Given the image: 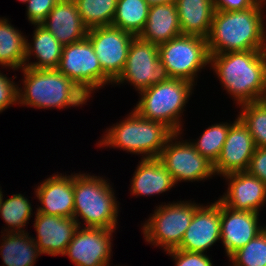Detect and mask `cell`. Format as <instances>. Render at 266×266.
<instances>
[{
	"label": "cell",
	"instance_id": "33",
	"mask_svg": "<svg viewBox=\"0 0 266 266\" xmlns=\"http://www.w3.org/2000/svg\"><path fill=\"white\" fill-rule=\"evenodd\" d=\"M60 0H28L27 18L31 24H41Z\"/></svg>",
	"mask_w": 266,
	"mask_h": 266
},
{
	"label": "cell",
	"instance_id": "41",
	"mask_svg": "<svg viewBox=\"0 0 266 266\" xmlns=\"http://www.w3.org/2000/svg\"><path fill=\"white\" fill-rule=\"evenodd\" d=\"M19 1H21L23 3H27L28 0H19Z\"/></svg>",
	"mask_w": 266,
	"mask_h": 266
},
{
	"label": "cell",
	"instance_id": "19",
	"mask_svg": "<svg viewBox=\"0 0 266 266\" xmlns=\"http://www.w3.org/2000/svg\"><path fill=\"white\" fill-rule=\"evenodd\" d=\"M42 207L37 212L60 217H73L74 180L71 176L57 174L44 180L36 189Z\"/></svg>",
	"mask_w": 266,
	"mask_h": 266
},
{
	"label": "cell",
	"instance_id": "11",
	"mask_svg": "<svg viewBox=\"0 0 266 266\" xmlns=\"http://www.w3.org/2000/svg\"><path fill=\"white\" fill-rule=\"evenodd\" d=\"M180 134L174 133L168 139L158 157L171 174L174 183L181 180L201 181L212 177L215 174L213 164L202 156L191 142H173Z\"/></svg>",
	"mask_w": 266,
	"mask_h": 266
},
{
	"label": "cell",
	"instance_id": "22",
	"mask_svg": "<svg viewBox=\"0 0 266 266\" xmlns=\"http://www.w3.org/2000/svg\"><path fill=\"white\" fill-rule=\"evenodd\" d=\"M134 173L131 192L137 196L160 194L175 185L171 174L158 158L141 159Z\"/></svg>",
	"mask_w": 266,
	"mask_h": 266
},
{
	"label": "cell",
	"instance_id": "35",
	"mask_svg": "<svg viewBox=\"0 0 266 266\" xmlns=\"http://www.w3.org/2000/svg\"><path fill=\"white\" fill-rule=\"evenodd\" d=\"M18 86L0 73V112L18 102Z\"/></svg>",
	"mask_w": 266,
	"mask_h": 266
},
{
	"label": "cell",
	"instance_id": "12",
	"mask_svg": "<svg viewBox=\"0 0 266 266\" xmlns=\"http://www.w3.org/2000/svg\"><path fill=\"white\" fill-rule=\"evenodd\" d=\"M134 35L119 27L106 25L88 30L102 71L114 82L122 73Z\"/></svg>",
	"mask_w": 266,
	"mask_h": 266
},
{
	"label": "cell",
	"instance_id": "5",
	"mask_svg": "<svg viewBox=\"0 0 266 266\" xmlns=\"http://www.w3.org/2000/svg\"><path fill=\"white\" fill-rule=\"evenodd\" d=\"M125 119L109 128L98 145L144 154L143 159L158 158L166 142L174 134L162 122L145 119L135 110Z\"/></svg>",
	"mask_w": 266,
	"mask_h": 266
},
{
	"label": "cell",
	"instance_id": "38",
	"mask_svg": "<svg viewBox=\"0 0 266 266\" xmlns=\"http://www.w3.org/2000/svg\"><path fill=\"white\" fill-rule=\"evenodd\" d=\"M146 2L151 7L160 4H176L177 0H146Z\"/></svg>",
	"mask_w": 266,
	"mask_h": 266
},
{
	"label": "cell",
	"instance_id": "1",
	"mask_svg": "<svg viewBox=\"0 0 266 266\" xmlns=\"http://www.w3.org/2000/svg\"><path fill=\"white\" fill-rule=\"evenodd\" d=\"M260 0L253 8L242 11H216L207 39L209 55L248 50H263L265 28Z\"/></svg>",
	"mask_w": 266,
	"mask_h": 266
},
{
	"label": "cell",
	"instance_id": "7",
	"mask_svg": "<svg viewBox=\"0 0 266 266\" xmlns=\"http://www.w3.org/2000/svg\"><path fill=\"white\" fill-rule=\"evenodd\" d=\"M158 51L171 78L192 84L196 73L210 64L207 39L201 36L181 34L158 45Z\"/></svg>",
	"mask_w": 266,
	"mask_h": 266
},
{
	"label": "cell",
	"instance_id": "30",
	"mask_svg": "<svg viewBox=\"0 0 266 266\" xmlns=\"http://www.w3.org/2000/svg\"><path fill=\"white\" fill-rule=\"evenodd\" d=\"M31 204L27 198L21 194L12 195L11 198L6 199L1 202L0 214L3 220L6 222L9 229H6L8 232H24L25 230L22 227L26 226L25 224L31 217Z\"/></svg>",
	"mask_w": 266,
	"mask_h": 266
},
{
	"label": "cell",
	"instance_id": "31",
	"mask_svg": "<svg viewBox=\"0 0 266 266\" xmlns=\"http://www.w3.org/2000/svg\"><path fill=\"white\" fill-rule=\"evenodd\" d=\"M231 125L228 123H219L209 126L200 139L191 144L202 156L214 165L220 156Z\"/></svg>",
	"mask_w": 266,
	"mask_h": 266
},
{
	"label": "cell",
	"instance_id": "25",
	"mask_svg": "<svg viewBox=\"0 0 266 266\" xmlns=\"http://www.w3.org/2000/svg\"><path fill=\"white\" fill-rule=\"evenodd\" d=\"M28 235L26 232H7L2 237L0 255L6 266H34L41 252L34 238Z\"/></svg>",
	"mask_w": 266,
	"mask_h": 266
},
{
	"label": "cell",
	"instance_id": "18",
	"mask_svg": "<svg viewBox=\"0 0 266 266\" xmlns=\"http://www.w3.org/2000/svg\"><path fill=\"white\" fill-rule=\"evenodd\" d=\"M229 181L227 193L219 200L233 210L259 213L266 201V184L246 171L223 175Z\"/></svg>",
	"mask_w": 266,
	"mask_h": 266
},
{
	"label": "cell",
	"instance_id": "24",
	"mask_svg": "<svg viewBox=\"0 0 266 266\" xmlns=\"http://www.w3.org/2000/svg\"><path fill=\"white\" fill-rule=\"evenodd\" d=\"M34 26L36 27L32 42L34 45H31L26 40L24 67L33 69H57L64 46L44 26L41 24H34ZM32 54L39 60L38 62H28Z\"/></svg>",
	"mask_w": 266,
	"mask_h": 266
},
{
	"label": "cell",
	"instance_id": "37",
	"mask_svg": "<svg viewBox=\"0 0 266 266\" xmlns=\"http://www.w3.org/2000/svg\"><path fill=\"white\" fill-rule=\"evenodd\" d=\"M260 0H213L216 11H242L253 8Z\"/></svg>",
	"mask_w": 266,
	"mask_h": 266
},
{
	"label": "cell",
	"instance_id": "9",
	"mask_svg": "<svg viewBox=\"0 0 266 266\" xmlns=\"http://www.w3.org/2000/svg\"><path fill=\"white\" fill-rule=\"evenodd\" d=\"M89 97L91 91L113 81L102 71L91 41L85 39L65 45L57 68Z\"/></svg>",
	"mask_w": 266,
	"mask_h": 266
},
{
	"label": "cell",
	"instance_id": "40",
	"mask_svg": "<svg viewBox=\"0 0 266 266\" xmlns=\"http://www.w3.org/2000/svg\"><path fill=\"white\" fill-rule=\"evenodd\" d=\"M2 199H3V194H2V191L0 190V206H1Z\"/></svg>",
	"mask_w": 266,
	"mask_h": 266
},
{
	"label": "cell",
	"instance_id": "23",
	"mask_svg": "<svg viewBox=\"0 0 266 266\" xmlns=\"http://www.w3.org/2000/svg\"><path fill=\"white\" fill-rule=\"evenodd\" d=\"M176 7L182 34L208 37L215 12L213 0H177Z\"/></svg>",
	"mask_w": 266,
	"mask_h": 266
},
{
	"label": "cell",
	"instance_id": "13",
	"mask_svg": "<svg viewBox=\"0 0 266 266\" xmlns=\"http://www.w3.org/2000/svg\"><path fill=\"white\" fill-rule=\"evenodd\" d=\"M114 231L78 227L64 255H68L76 266H107L111 259V238Z\"/></svg>",
	"mask_w": 266,
	"mask_h": 266
},
{
	"label": "cell",
	"instance_id": "4",
	"mask_svg": "<svg viewBox=\"0 0 266 266\" xmlns=\"http://www.w3.org/2000/svg\"><path fill=\"white\" fill-rule=\"evenodd\" d=\"M73 218H83L85 227L116 229L118 208L110 183L105 179L89 174H74Z\"/></svg>",
	"mask_w": 266,
	"mask_h": 266
},
{
	"label": "cell",
	"instance_id": "16",
	"mask_svg": "<svg viewBox=\"0 0 266 266\" xmlns=\"http://www.w3.org/2000/svg\"><path fill=\"white\" fill-rule=\"evenodd\" d=\"M258 216L256 212L233 210L221 202L220 240L228 257L265 229L258 226Z\"/></svg>",
	"mask_w": 266,
	"mask_h": 266
},
{
	"label": "cell",
	"instance_id": "39",
	"mask_svg": "<svg viewBox=\"0 0 266 266\" xmlns=\"http://www.w3.org/2000/svg\"><path fill=\"white\" fill-rule=\"evenodd\" d=\"M263 53H264V56L266 57V32H265V40H264Z\"/></svg>",
	"mask_w": 266,
	"mask_h": 266
},
{
	"label": "cell",
	"instance_id": "15",
	"mask_svg": "<svg viewBox=\"0 0 266 266\" xmlns=\"http://www.w3.org/2000/svg\"><path fill=\"white\" fill-rule=\"evenodd\" d=\"M256 145L248 128L237 117L230 126L222 151L213 165L214 173L225 175L246 171Z\"/></svg>",
	"mask_w": 266,
	"mask_h": 266
},
{
	"label": "cell",
	"instance_id": "32",
	"mask_svg": "<svg viewBox=\"0 0 266 266\" xmlns=\"http://www.w3.org/2000/svg\"><path fill=\"white\" fill-rule=\"evenodd\" d=\"M229 259L233 266H266V227Z\"/></svg>",
	"mask_w": 266,
	"mask_h": 266
},
{
	"label": "cell",
	"instance_id": "28",
	"mask_svg": "<svg viewBox=\"0 0 266 266\" xmlns=\"http://www.w3.org/2000/svg\"><path fill=\"white\" fill-rule=\"evenodd\" d=\"M88 29L112 25L117 0H74Z\"/></svg>",
	"mask_w": 266,
	"mask_h": 266
},
{
	"label": "cell",
	"instance_id": "29",
	"mask_svg": "<svg viewBox=\"0 0 266 266\" xmlns=\"http://www.w3.org/2000/svg\"><path fill=\"white\" fill-rule=\"evenodd\" d=\"M238 118L248 128L256 147L266 148V100L241 104Z\"/></svg>",
	"mask_w": 266,
	"mask_h": 266
},
{
	"label": "cell",
	"instance_id": "14",
	"mask_svg": "<svg viewBox=\"0 0 266 266\" xmlns=\"http://www.w3.org/2000/svg\"><path fill=\"white\" fill-rule=\"evenodd\" d=\"M221 201L209 206L200 205L177 249L204 253L220 239Z\"/></svg>",
	"mask_w": 266,
	"mask_h": 266
},
{
	"label": "cell",
	"instance_id": "10",
	"mask_svg": "<svg viewBox=\"0 0 266 266\" xmlns=\"http://www.w3.org/2000/svg\"><path fill=\"white\" fill-rule=\"evenodd\" d=\"M170 78L166 67L160 61L158 45L137 36L131 41L122 73L113 83L128 81L135 89L142 91Z\"/></svg>",
	"mask_w": 266,
	"mask_h": 266
},
{
	"label": "cell",
	"instance_id": "21",
	"mask_svg": "<svg viewBox=\"0 0 266 266\" xmlns=\"http://www.w3.org/2000/svg\"><path fill=\"white\" fill-rule=\"evenodd\" d=\"M181 34L176 4H160L149 8L145 27L138 37L160 45Z\"/></svg>",
	"mask_w": 266,
	"mask_h": 266
},
{
	"label": "cell",
	"instance_id": "3",
	"mask_svg": "<svg viewBox=\"0 0 266 266\" xmlns=\"http://www.w3.org/2000/svg\"><path fill=\"white\" fill-rule=\"evenodd\" d=\"M24 91L18 88V104L36 108H66L85 104L89 96L58 69L22 68Z\"/></svg>",
	"mask_w": 266,
	"mask_h": 266
},
{
	"label": "cell",
	"instance_id": "26",
	"mask_svg": "<svg viewBox=\"0 0 266 266\" xmlns=\"http://www.w3.org/2000/svg\"><path fill=\"white\" fill-rule=\"evenodd\" d=\"M26 38L8 23L0 18V65L14 70L23 68L26 55Z\"/></svg>",
	"mask_w": 266,
	"mask_h": 266
},
{
	"label": "cell",
	"instance_id": "2",
	"mask_svg": "<svg viewBox=\"0 0 266 266\" xmlns=\"http://www.w3.org/2000/svg\"><path fill=\"white\" fill-rule=\"evenodd\" d=\"M209 56L219 80L239 105L265 100L266 57L263 50Z\"/></svg>",
	"mask_w": 266,
	"mask_h": 266
},
{
	"label": "cell",
	"instance_id": "8",
	"mask_svg": "<svg viewBox=\"0 0 266 266\" xmlns=\"http://www.w3.org/2000/svg\"><path fill=\"white\" fill-rule=\"evenodd\" d=\"M198 207L188 201L159 206L143 225L144 239L166 252L177 249Z\"/></svg>",
	"mask_w": 266,
	"mask_h": 266
},
{
	"label": "cell",
	"instance_id": "36",
	"mask_svg": "<svg viewBox=\"0 0 266 266\" xmlns=\"http://www.w3.org/2000/svg\"><path fill=\"white\" fill-rule=\"evenodd\" d=\"M246 172L266 184V148L256 147Z\"/></svg>",
	"mask_w": 266,
	"mask_h": 266
},
{
	"label": "cell",
	"instance_id": "20",
	"mask_svg": "<svg viewBox=\"0 0 266 266\" xmlns=\"http://www.w3.org/2000/svg\"><path fill=\"white\" fill-rule=\"evenodd\" d=\"M63 45L79 42L87 37L74 0H60L41 23Z\"/></svg>",
	"mask_w": 266,
	"mask_h": 266
},
{
	"label": "cell",
	"instance_id": "34",
	"mask_svg": "<svg viewBox=\"0 0 266 266\" xmlns=\"http://www.w3.org/2000/svg\"><path fill=\"white\" fill-rule=\"evenodd\" d=\"M171 255L176 265L175 266H213L210 258L204 253L183 251L173 249L167 251Z\"/></svg>",
	"mask_w": 266,
	"mask_h": 266
},
{
	"label": "cell",
	"instance_id": "17",
	"mask_svg": "<svg viewBox=\"0 0 266 266\" xmlns=\"http://www.w3.org/2000/svg\"><path fill=\"white\" fill-rule=\"evenodd\" d=\"M34 227L37 240L34 239L41 254L64 255L73 239L78 223L73 217L47 215L36 211Z\"/></svg>",
	"mask_w": 266,
	"mask_h": 266
},
{
	"label": "cell",
	"instance_id": "27",
	"mask_svg": "<svg viewBox=\"0 0 266 266\" xmlns=\"http://www.w3.org/2000/svg\"><path fill=\"white\" fill-rule=\"evenodd\" d=\"M149 8L146 0H117L112 25L137 37L145 27Z\"/></svg>",
	"mask_w": 266,
	"mask_h": 266
},
{
	"label": "cell",
	"instance_id": "6",
	"mask_svg": "<svg viewBox=\"0 0 266 266\" xmlns=\"http://www.w3.org/2000/svg\"><path fill=\"white\" fill-rule=\"evenodd\" d=\"M193 86L189 81L174 78L151 85L139 92L141 99L134 110L141 117L162 122L174 133H180L179 117L192 94Z\"/></svg>",
	"mask_w": 266,
	"mask_h": 266
}]
</instances>
